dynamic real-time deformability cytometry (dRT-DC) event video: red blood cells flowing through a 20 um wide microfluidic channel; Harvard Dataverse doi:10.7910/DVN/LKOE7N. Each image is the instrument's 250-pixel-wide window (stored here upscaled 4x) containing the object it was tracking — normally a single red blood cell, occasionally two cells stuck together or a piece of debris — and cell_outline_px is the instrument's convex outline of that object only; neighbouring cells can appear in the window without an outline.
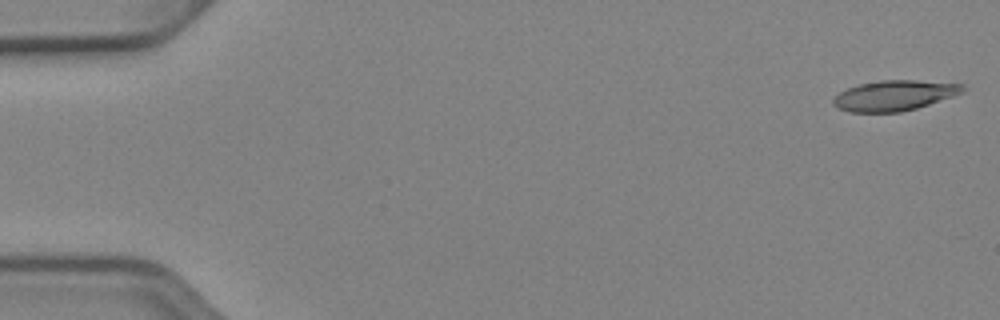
{"species": "Egyptian fruit bat (a non-hibernating species)", "species_latin": "Rousettus aegyptiacus", "temperature_condition": "cold", "stored_images_in_passage": 28, "camera_frame_rate_fps": 3000, "um_per_image_px": 0.085, "animal": {"sex": "female"}, "frame": {"image": 1, "passage_image": 1, "time_ms": 0.0, "image_size_px": [1000, 320], "cell_outline_px": [[964, 92], [916, 108], [900, 112], [852, 112], [840, 108], [832, 104], [832, 100], [840, 92], [848, 88], [860, 84], [880, 80], [916, 80], [964, 84]], "centroid_in_image_um": [76.02, 8.11], "position_along_channel_um": 9.0, "area_um2": 22.6}}
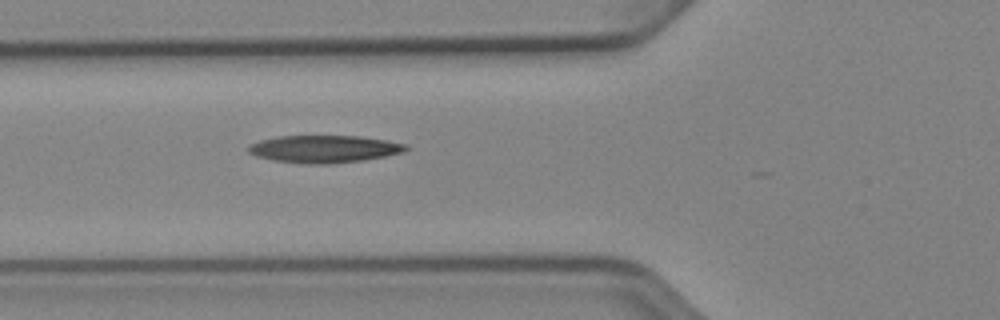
{"frame": {"image": 2, "passage_image": 19, "time_ms": 6.0, "image_size_px": [1000, 320], "cell_outline_px": [[408, 148], [404, 152], [364, 160], [328, 164], [304, 164], [272, 160], [256, 156], [248, 152], [248, 144], [260, 140], [276, 136], [360, 136], [388, 140], [408, 144]], "centroid_in_image_um": [27.54, 12.66], "position_along_channel_um": 98.3, "area_um2": 25.37}}
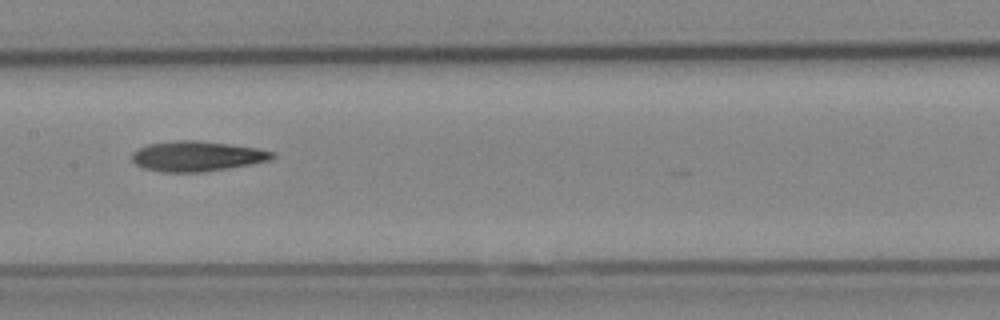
{"frame": {"image": 3, "passage_image": 26, "time_ms": 8.333, "image_size_px": [1000, 320], "cell_outline_px": [[276, 156], [268, 160], [252, 164], [204, 172], [160, 172], [144, 168], [136, 164], [132, 160], [132, 152], [148, 144], [176, 140], [196, 140], [260, 148], [276, 152]], "centroid_in_image_um": [16.76, 13.28], "position_along_channel_um": 190.6, "area_um2": 24.74}}